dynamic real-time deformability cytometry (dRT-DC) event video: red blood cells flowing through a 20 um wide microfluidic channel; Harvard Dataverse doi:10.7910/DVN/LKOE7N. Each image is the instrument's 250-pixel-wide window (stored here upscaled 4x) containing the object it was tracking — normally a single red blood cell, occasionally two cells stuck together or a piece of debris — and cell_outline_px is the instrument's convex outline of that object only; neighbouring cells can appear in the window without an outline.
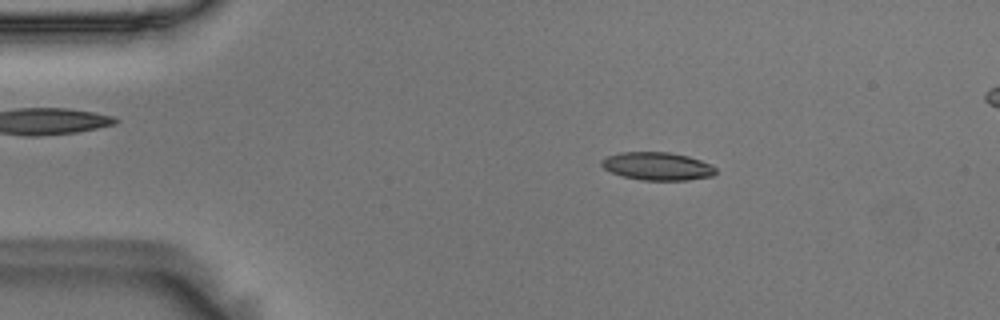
{"species": "Egyptian fruit bat (a non-hibernating species)", "species_latin": "Rousettus aegyptiacus", "temperature_condition": "room temperature", "stored_images_in_passage": 55, "segment_of_instrument_passage": [1, 2], "camera_frame_rate_fps": 3000, "um_per_image_px": 0.085, "animal": {"sex": "male"}, "frame": {"image": 1, "passage_image": 9, "time_ms": 2.667, "image_size_px": [1000, 320], "cell_outline_px": [[716, 172], [712, 176], [688, 180], [640, 180], [620, 176], [604, 168], [600, 164], [600, 160], [608, 156], [620, 152], [668, 152], [688, 156], [712, 164], [716, 168]], "centroid_in_image_um": [55.87, 14.13], "position_along_channel_um": 29.1, "area_um2": 18.73}}
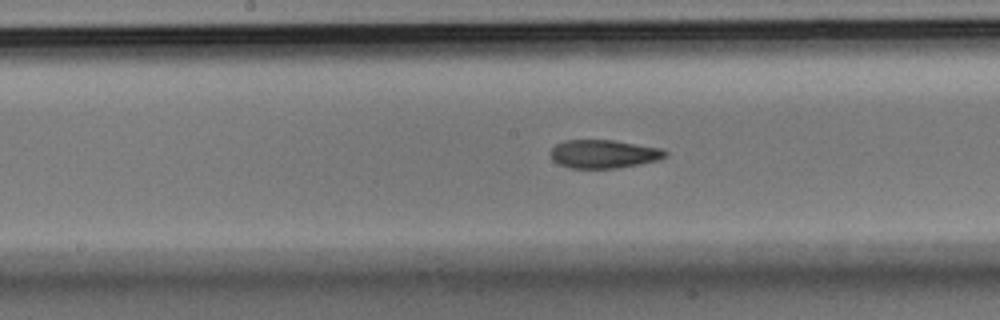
{"frame": {"image": 2, "passage_image": 27, "time_ms": 8.667, "image_size_px": [1000, 320], "cell_outline_px": [[668, 152], [660, 160], [640, 164], [616, 168], [568, 168], [552, 160], [548, 152], [556, 144], [564, 140], [612, 140], [664, 148]], "centroid_in_image_um": [51.31, 13.08], "position_along_channel_um": 196.9, "area_um2": 19.19}}
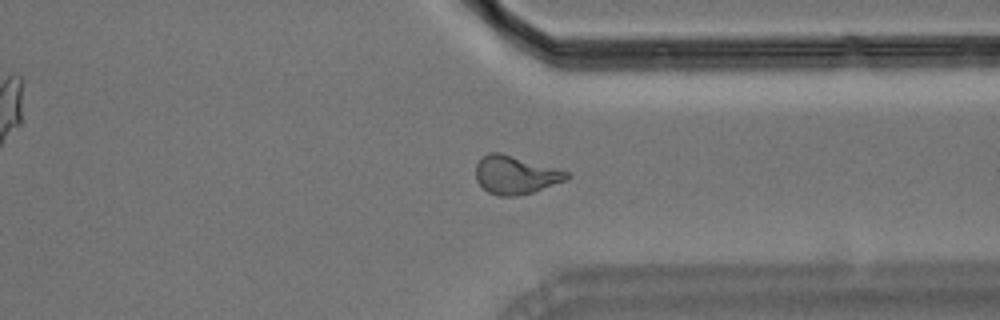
{"frame": {"image": 3, "passage_image": 41, "time_ms": 13.333, "image_size_px": [1000, 320], "cell_outline_px": [[572, 176], [564, 180], [532, 192], [516, 196], [500, 196], [488, 192], [476, 180], [476, 164], [488, 152], [500, 152], [556, 168], [568, 172]], "centroid_in_image_um": [43.79, 14.86], "position_along_channel_um": 367.6, "area_um2": 19.94}}